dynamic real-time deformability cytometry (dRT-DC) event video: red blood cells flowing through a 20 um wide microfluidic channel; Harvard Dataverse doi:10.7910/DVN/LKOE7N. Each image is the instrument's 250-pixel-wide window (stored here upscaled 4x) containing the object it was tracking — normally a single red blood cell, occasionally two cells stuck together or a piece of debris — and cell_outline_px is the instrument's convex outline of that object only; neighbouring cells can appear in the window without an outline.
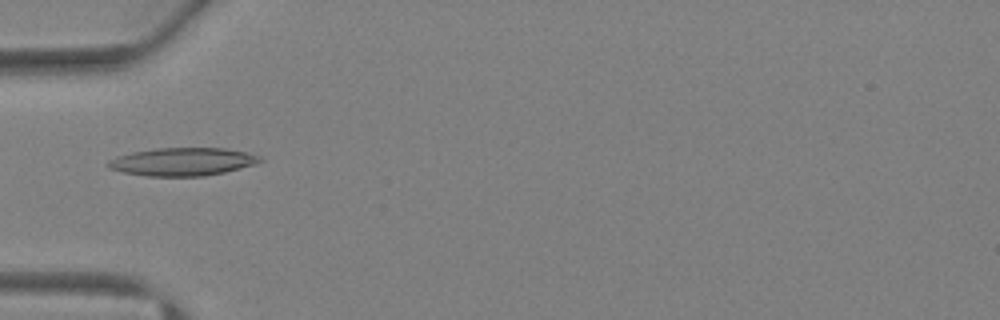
{"species": "Egyptian fruit bat (a non-hibernating species)", "species_latin": "Rousettus aegyptiacus", "temperature_condition": "warm", "stored_images_in_passage": 43, "camera_frame_rate_fps": 3000, "um_per_image_px": 0.085, "animal": {"sex": "female"}, "frame": {"image": 1, "passage_image": 15, "time_ms": 4.667, "image_size_px": [1000, 320], "cell_outline_px": [[264, 160], [240, 168], [224, 172], [204, 176], [148, 176], [124, 172], [108, 168], [104, 164], [108, 160], [116, 156], [132, 152], [156, 148], [224, 148], [244, 152], [260, 156]], "centroid_in_image_um": [15.45, 13.74], "position_along_channel_um": 69.5, "area_um2": 24.68}}
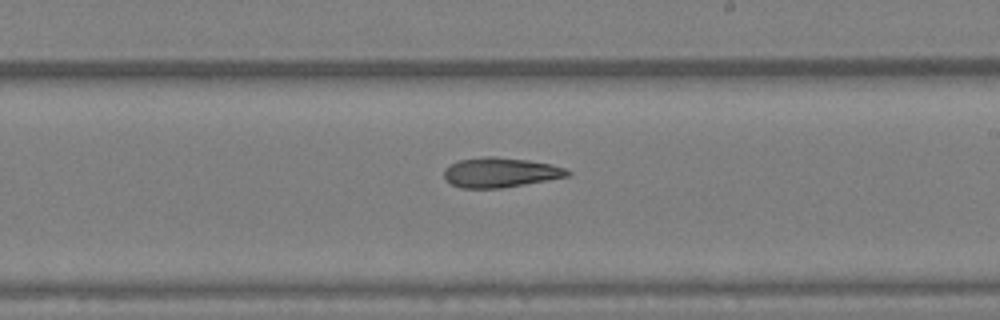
{"frame": {"image": 2, "passage_image": 26, "time_ms": 8.333, "image_size_px": [1000, 320], "cell_outline_px": [[572, 172], [568, 176], [548, 180], [500, 188], [460, 188], [444, 180], [444, 168], [460, 160], [484, 156], [492, 156], [528, 160], [552, 164], [564, 168]], "centroid_in_image_um": [42.51, 14.66], "position_along_channel_um": 246.5, "area_um2": 21.39}}
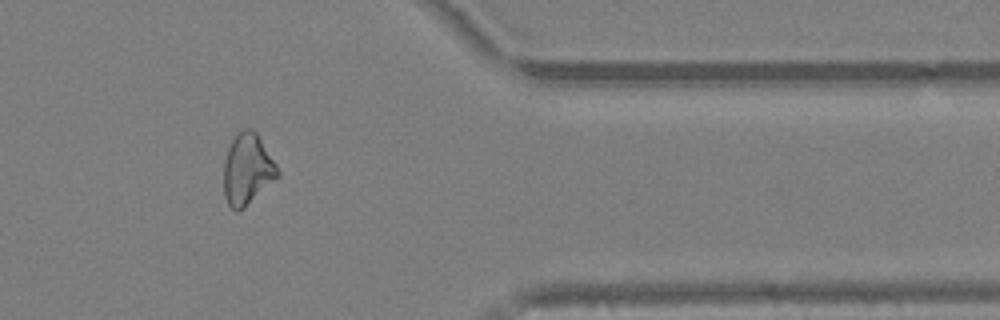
{"frame": {"image": 3, "passage_image": 36, "time_ms": 11.667, "image_size_px": [1000, 320], "cell_outline_px": [[280, 176], [244, 208], [236, 212], [228, 204], [224, 196], [224, 160], [228, 148], [236, 132], [244, 128], [252, 128], [256, 132], [276, 164], [280, 172]], "centroid_in_image_um": [21.02, 14.39], "position_along_channel_um": 390.4, "area_um2": 22.43}, "authors_computed_cell_mechanics": {"area_um2": 22.6576, "velocity_mm_per_s": 4.8453, "shape_relaxation_time_tau1_ms": null, "shape_relaxation_time_tau2_ms": 9.8008, "deformation_change_tau1": null, "deformation_change_tau2": 0.258}}